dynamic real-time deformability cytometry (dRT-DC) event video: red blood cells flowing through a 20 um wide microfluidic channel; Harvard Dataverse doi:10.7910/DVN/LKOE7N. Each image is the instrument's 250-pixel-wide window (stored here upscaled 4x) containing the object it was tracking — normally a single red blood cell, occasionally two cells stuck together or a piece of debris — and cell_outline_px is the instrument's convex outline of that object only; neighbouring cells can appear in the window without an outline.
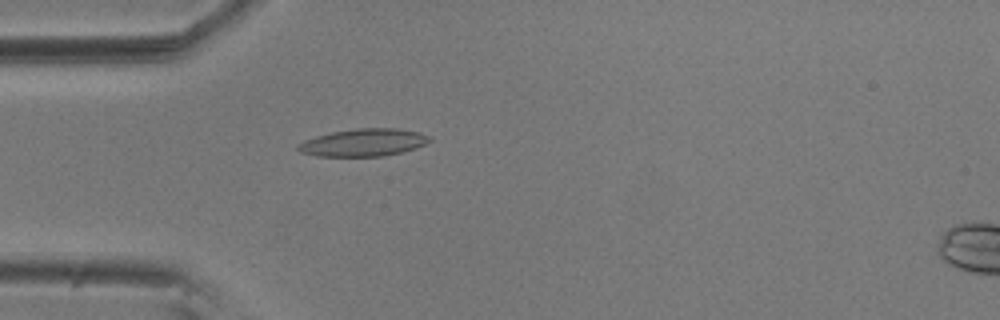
{"species": "common noctule bat (a hibernating species)", "species_latin": "Nyctalus noctula", "temperature_condition": "room temperature", "stored_images_in_passage": 51, "camera_frame_rate_fps": 3000, "um_per_image_px": 0.085, "animal": {"sex": "male", "body_mass_g": 20.5, "forearm_length_mm": 52.5}, "frame": {"image": 1, "passage_image": 11, "time_ms": 3.333, "image_size_px": [1000, 320], "cell_outline_px": [[432, 140], [416, 148], [384, 156], [316, 156], [300, 152], [296, 148], [296, 144], [304, 140], [316, 136], [332, 132], [356, 128], [396, 128], [420, 132], [428, 136]], "centroid_in_image_um": [30.87, 12.11], "position_along_channel_um": 54.1, "area_um2": 21.1}}
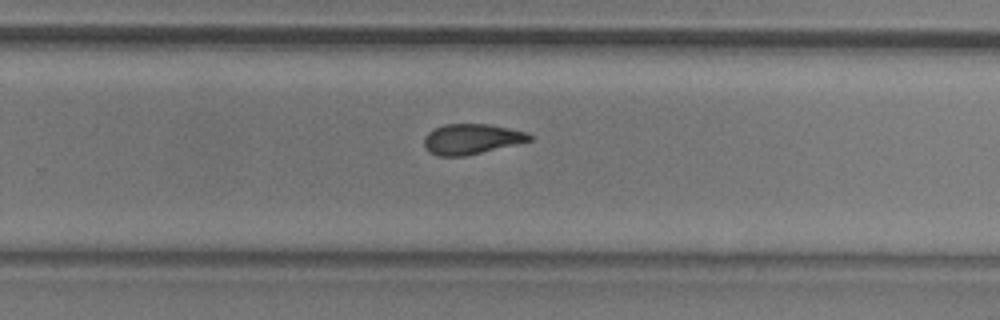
{"frame": {"image": 2, "passage_image": 31, "time_ms": 10.0, "image_size_px": [1000, 320], "cell_outline_px": [[532, 140], [516, 144], [464, 156], [436, 156], [428, 152], [424, 144], [424, 136], [432, 128], [444, 124], [488, 124], [528, 132], [532, 136]], "centroid_in_image_um": [40.03, 11.81], "position_along_channel_um": 289.8, "area_um2": 18.67}}
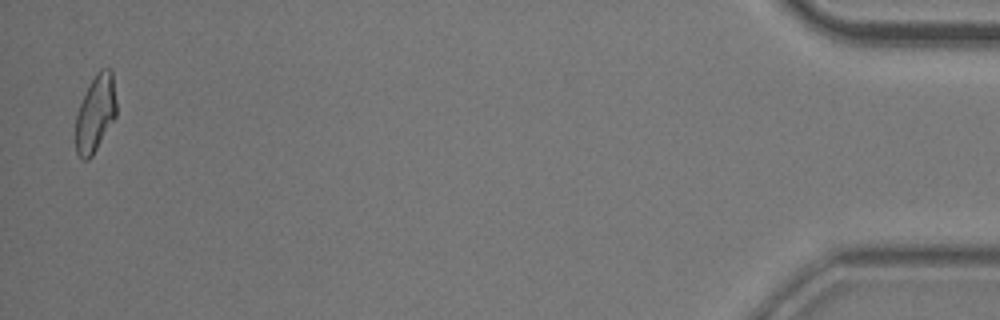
{"frame": {"image": 3, "passage_image": 50, "time_ms": 16.333, "image_size_px": [1000, 320], "cell_outline_px": [[116, 116], [92, 156], [88, 160], [84, 160], [76, 152], [76, 116], [80, 104], [88, 84], [96, 72], [100, 68], [112, 68], [116, 100]], "centroid_in_image_um": [8.12, 9.59], "position_along_channel_um": 427.1, "area_um2": 18.32}, "authors_computed_cell_mechanics": {"area_um2": 19.1318, "velocity_mm_per_s": 3.6162, "shape_relaxation_time_tau1_ms": null, "shape_relaxation_time_tau2_ms": 3.5383, "deformation_change_tau1": null, "deformation_change_tau2": 0.1119}}